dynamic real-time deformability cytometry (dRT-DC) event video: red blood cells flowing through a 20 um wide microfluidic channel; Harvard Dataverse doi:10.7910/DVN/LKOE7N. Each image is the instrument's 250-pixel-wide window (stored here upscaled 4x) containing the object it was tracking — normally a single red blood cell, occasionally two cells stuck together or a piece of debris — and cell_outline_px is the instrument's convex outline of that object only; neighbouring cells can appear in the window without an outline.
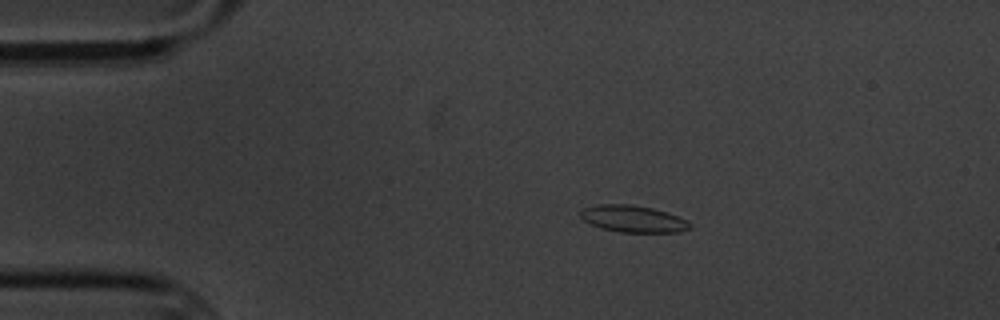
{"species": "common noctule bat (a hibernating species)", "species_latin": "Nyctalus noctula", "temperature_condition": "cold", "stored_images_in_passage": 6, "camera_frame_rate_fps": 3000, "um_per_image_px": 0.085, "animal": {"sex": "male", "body_mass_g": 20.1, "forearm_length_mm": 53.5}, "frame": {"image": 1, "passage_image": 2, "time_ms": 1.333, "image_size_px": [1000, 320], "cell_outline_px": [[692, 228], [680, 232], [620, 232], [600, 228], [584, 220], [580, 216], [580, 208], [596, 204], [632, 204], [652, 208], [676, 216], [692, 224]], "centroid_in_image_um": [53.77, 18.6], "position_along_channel_um": 31.2, "area_um2": 17.11}}
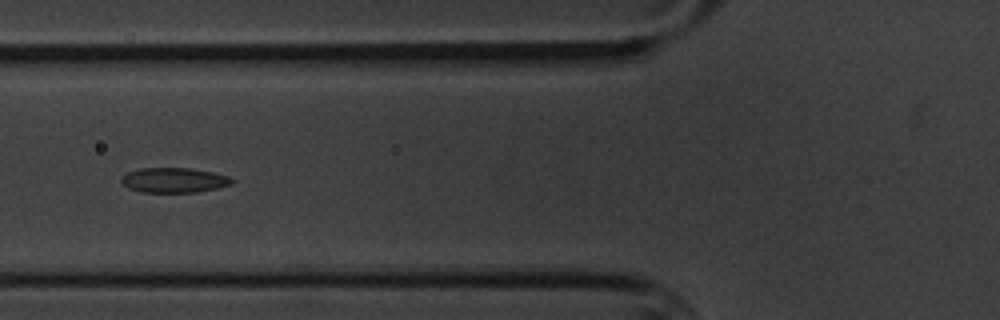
{"frame": {"image": 2, "passage_image": 5, "time_ms": 5.0, "image_size_px": [1000, 320], "cell_outline_px": [[236, 180], [232, 184], [216, 188], [196, 192], [140, 192], [128, 188], [120, 180], [120, 176], [128, 172], [140, 168], [188, 168], [212, 172], [228, 176]], "centroid_in_image_um": [14.77, 15.31], "position_along_channel_um": 111.0, "area_um2": 16.07}}
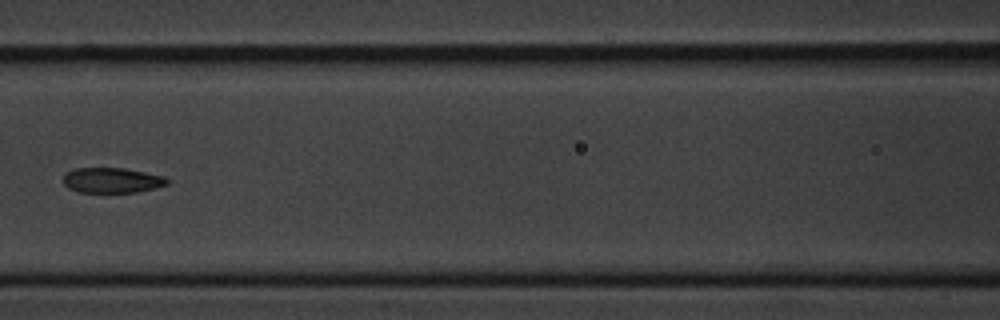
{"frame": {"image": 3, "passage_image": 6, "time_ms": 6.333, "image_size_px": [1000, 320], "cell_outline_px": [[168, 184], [136, 192], [80, 192], [68, 188], [64, 184], [64, 176], [68, 172], [76, 168], [124, 168], [164, 176], [168, 180]], "centroid_in_image_um": [9.51, 15.32], "position_along_channel_um": 157.1, "area_um2": 15.03}}